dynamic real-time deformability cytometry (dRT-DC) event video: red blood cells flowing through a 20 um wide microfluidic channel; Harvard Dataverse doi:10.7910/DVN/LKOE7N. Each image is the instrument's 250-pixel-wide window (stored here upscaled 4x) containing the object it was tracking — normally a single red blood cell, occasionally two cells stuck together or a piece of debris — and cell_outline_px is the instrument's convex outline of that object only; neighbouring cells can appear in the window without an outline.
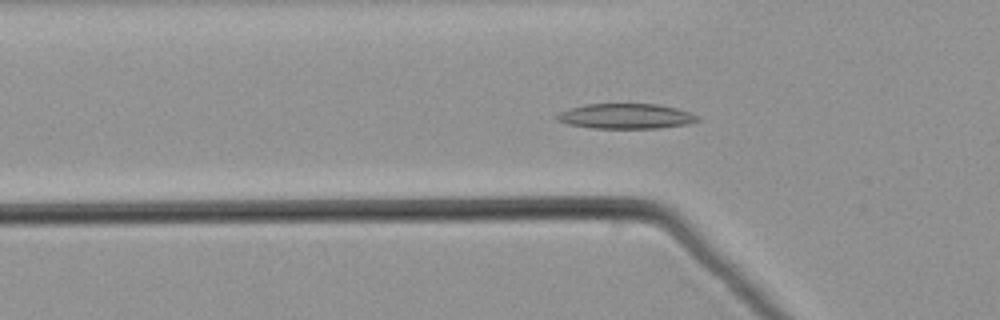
{"species": "common noctule bat (a hibernating species)", "species_latin": "Nyctalus noctula", "temperature_condition": "warm", "stored_images_in_passage": 47, "camera_frame_rate_fps": 3000, "um_per_image_px": 0.085, "animal": {"sex": "male", "body_mass_g": 21.5, "forearm_length_mm": 52.0}, "frame": {"image": 1, "passage_image": 18, "time_ms": 5.667, "image_size_px": [1000, 320], "cell_outline_px": [[700, 120], [688, 124], [660, 128], [592, 128], [568, 124], [556, 120], [552, 116], [568, 108], [584, 104], [656, 104], [676, 108], [700, 116]], "centroid_in_image_um": [53.16, 9.88], "position_along_channel_um": 72.6, "area_um2": 20.75}}
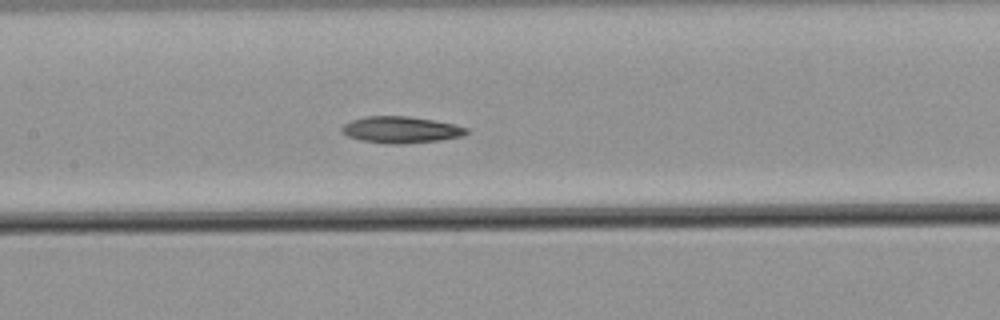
{"frame": {"image": 2, "passage_image": 26, "time_ms": 8.333, "image_size_px": [1000, 320], "cell_outline_px": [[468, 132], [464, 136], [440, 140], [404, 144], [384, 144], [360, 140], [344, 136], [340, 132], [340, 128], [344, 124], [352, 120], [364, 116], [408, 116], [432, 120], [452, 124], [468, 128]], "centroid_in_image_um": [34.01, 11.04], "position_along_channel_um": 173.4, "area_um2": 19.54}}
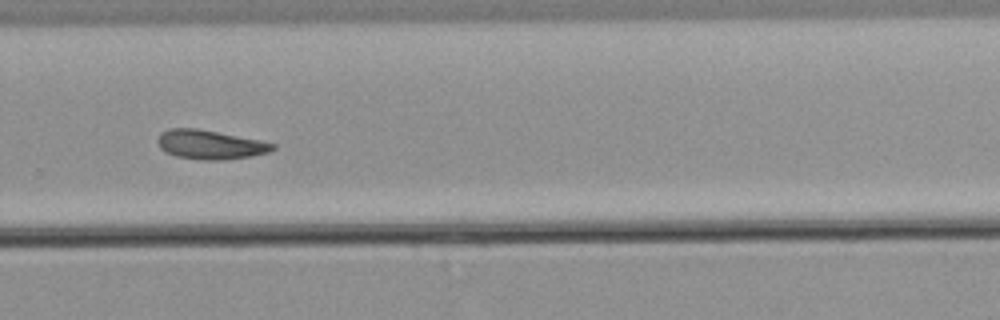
{"frame": {"image": 3, "passage_image": 37, "time_ms": 12.0, "image_size_px": [1000, 320], "cell_outline_px": [[276, 148], [268, 152], [252, 156], [224, 160], [200, 160], [176, 156], [164, 152], [160, 148], [156, 140], [160, 132], [168, 128], [196, 128], [260, 140], [276, 144]], "centroid_in_image_um": [17.82, 12.29], "position_along_channel_um": 312.0, "area_um2": 19.71}}